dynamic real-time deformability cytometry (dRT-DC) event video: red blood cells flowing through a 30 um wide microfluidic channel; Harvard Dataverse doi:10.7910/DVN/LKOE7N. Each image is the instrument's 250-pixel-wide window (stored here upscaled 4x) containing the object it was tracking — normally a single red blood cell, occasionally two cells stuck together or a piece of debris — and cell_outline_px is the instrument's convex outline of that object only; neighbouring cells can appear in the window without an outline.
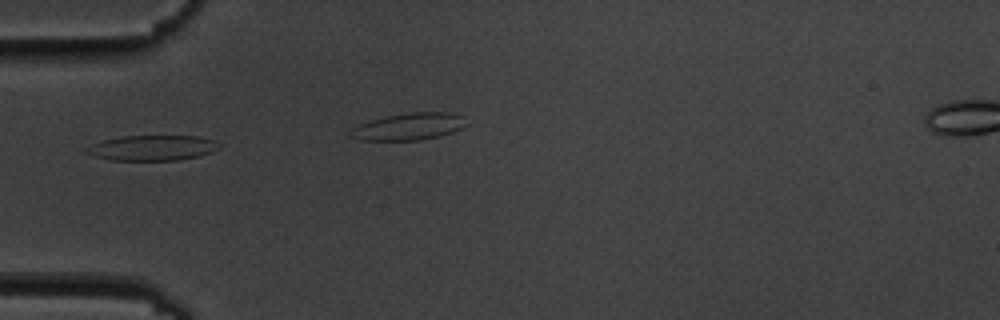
{"species": "common noctule bat (a hibernating species)", "species_latin": "Nyctalus noctula", "temperature_condition": "cold", "stored_images_in_passage": 5, "camera_frame_rate_fps": 3000, "um_per_image_px": 0.085, "animal": {"sex": "male", "body_mass_g": 19.5, "forearm_length_mm": 54.6}, "frame": {"image": 1, "passage_image": 3, "time_ms": 2.333, "image_size_px": [1000, 320], "cell_outline_px": [[220, 148], [212, 152], [200, 156], [180, 160], [112, 160], [92, 156], [84, 152], [92, 144], [104, 140], [124, 136], [200, 136], [212, 140], [220, 144]], "centroid_in_image_um": [12.98, 12.57], "position_along_channel_um": 72.0, "area_um2": 19.54}}
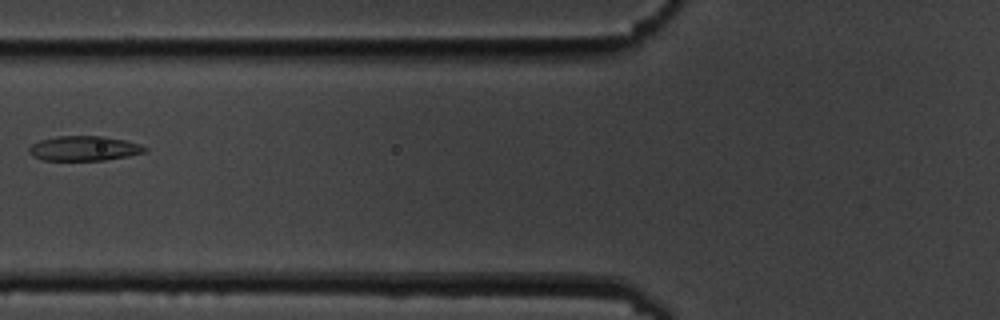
{"frame": {"image": 2, "passage_image": 5, "time_ms": 4.667, "image_size_px": [1000, 320], "cell_outline_px": [[148, 148], [144, 152], [128, 156], [104, 160], [44, 160], [32, 156], [28, 152], [28, 148], [32, 144], [40, 140], [56, 136], [104, 136], [124, 140], [140, 144]], "centroid_in_image_um": [7.12, 12.61], "position_along_channel_um": 118.7, "area_um2": 16.7}}